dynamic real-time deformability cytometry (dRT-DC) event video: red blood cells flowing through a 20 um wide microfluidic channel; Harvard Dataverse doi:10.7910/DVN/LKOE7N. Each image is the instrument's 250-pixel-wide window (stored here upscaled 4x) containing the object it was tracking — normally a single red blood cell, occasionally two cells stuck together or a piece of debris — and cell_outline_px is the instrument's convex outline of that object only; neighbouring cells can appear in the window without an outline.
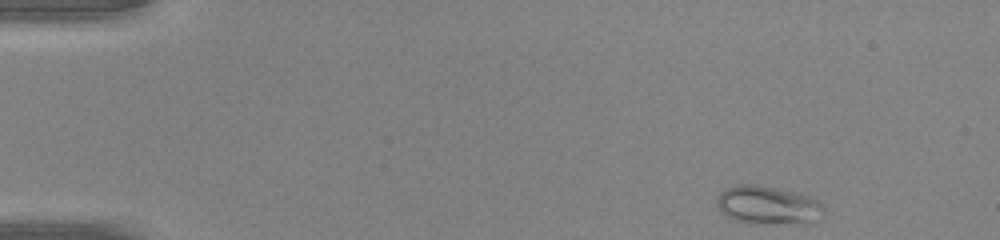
{"species": "common noctule bat (a hibernating species)", "species_latin": "Nyctalus noctula", "temperature_condition": "warm", "stored_images_in_passage": 42, "camera_frame_rate_fps": 3000, "um_per_image_px": 0.085, "animal": {"sex": "male", "body_mass_g": 20.0, "forearm_length_mm": 53.3}, "frame": {"image": 1, "passage_image": 1, "time_ms": 0.0, "image_size_px": [1000, 240], "cell_outline_px": [[824, 212], [812, 224], [748, 224], [732, 220], [720, 212], [716, 204], [716, 196], [720, 192], [728, 188], [740, 184], [756, 184], [800, 192], [812, 196], [824, 208]], "centroid_in_image_um": [65.27, 17.46], "position_along_channel_um": 19.7, "area_um2": 24.8}}
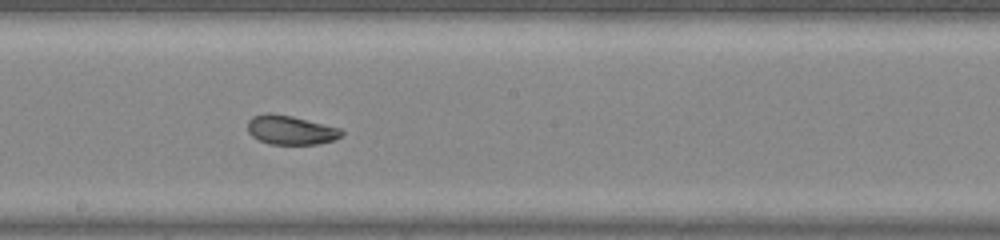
{"frame": {"image": 2, "passage_image": 22, "time_ms": 7.0, "image_size_px": [1000, 240], "cell_outline_px": [[344, 132], [336, 140], [316, 144], [268, 144], [252, 136], [248, 132], [248, 120], [252, 116], [268, 112], [272, 112], [292, 116], [340, 128]], "centroid_in_image_um": [24.69, 11.04], "position_along_channel_um": 223.5, "area_um2": 16.01}}
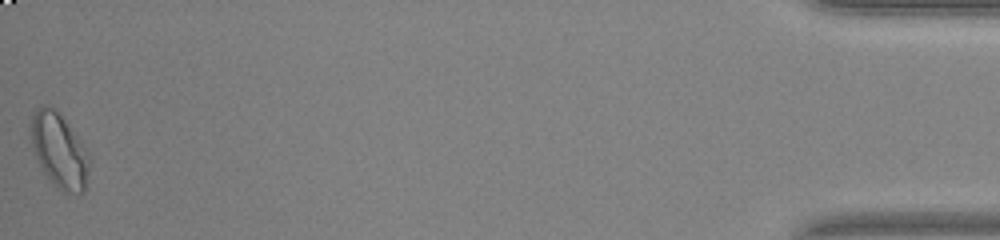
{"frame": {"image": 3, "passage_image": 42, "time_ms": 13.667, "image_size_px": [1000, 240], "cell_outline_px": [[88, 172], [84, 192], [80, 196], [64, 192], [44, 172], [32, 148], [32, 112], [40, 104], [48, 104], [60, 112], [84, 144], [88, 152]], "centroid_in_image_um": [5.06, 12.75], "position_along_channel_um": 430.1, "area_um2": 25.37}}